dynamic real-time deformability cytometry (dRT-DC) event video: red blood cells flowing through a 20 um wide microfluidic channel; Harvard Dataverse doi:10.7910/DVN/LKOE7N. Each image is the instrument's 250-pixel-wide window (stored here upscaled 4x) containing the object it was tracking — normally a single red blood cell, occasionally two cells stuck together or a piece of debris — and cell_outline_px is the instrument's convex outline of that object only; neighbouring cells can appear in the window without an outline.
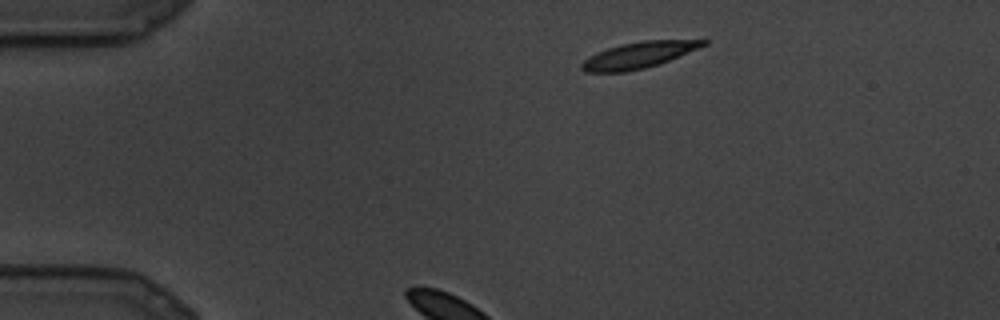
{"species": "common noctule bat (a hibernating species)", "species_latin": "Nyctalus noctula", "temperature_condition": "cold", "stored_images_in_passage": 23, "camera_frame_rate_fps": 3000, "um_per_image_px": 0.085, "animal": {"sex": "male", "body_mass_g": 19.5, "forearm_length_mm": 54.6}, "frame": {"image": 1, "passage_image": 1, "time_ms": 0.0, "image_size_px": [1000, 320], "cell_outline_px": [[708, 44], [668, 60], [644, 68], [624, 72], [584, 72], [580, 68], [580, 64], [584, 60], [596, 52], [620, 44], [640, 40], [708, 40]], "centroid_in_image_um": [54.23, 4.67], "position_along_channel_um": 30.8, "area_um2": 18.38}}
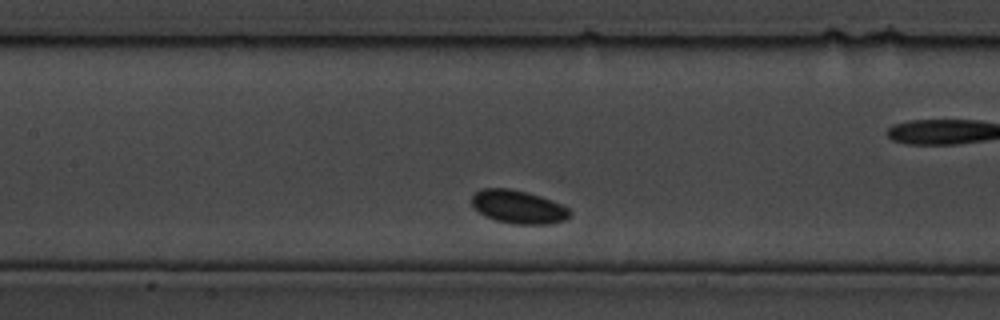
{"frame": {"image": 2, "passage_image": 7, "time_ms": 2.0, "image_size_px": [1000, 320], "cell_outline_px": [[572, 216], [564, 220], [548, 224], [512, 224], [496, 220], [484, 216], [472, 204], [472, 196], [480, 188], [508, 188], [528, 192], [540, 196], [560, 204], [568, 208], [572, 212]], "centroid_in_image_um": [44.06, 17.59], "position_along_channel_um": 163.3, "area_um2": 19.02}}
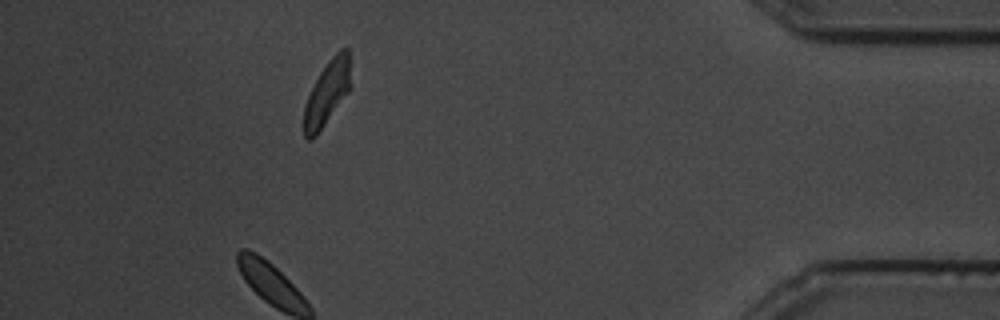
{"frame": {"image": 3, "passage_image": 20, "time_ms": 6.333, "image_size_px": [1000, 320], "cell_outline_px": [[352, 88], [316, 136], [312, 140], [308, 140], [304, 136], [304, 104], [320, 72], [328, 60], [340, 48], [348, 48], [352, 84]], "centroid_in_image_um": [27.84, 7.89], "position_along_channel_um": 407.4, "area_um2": 17.8}}